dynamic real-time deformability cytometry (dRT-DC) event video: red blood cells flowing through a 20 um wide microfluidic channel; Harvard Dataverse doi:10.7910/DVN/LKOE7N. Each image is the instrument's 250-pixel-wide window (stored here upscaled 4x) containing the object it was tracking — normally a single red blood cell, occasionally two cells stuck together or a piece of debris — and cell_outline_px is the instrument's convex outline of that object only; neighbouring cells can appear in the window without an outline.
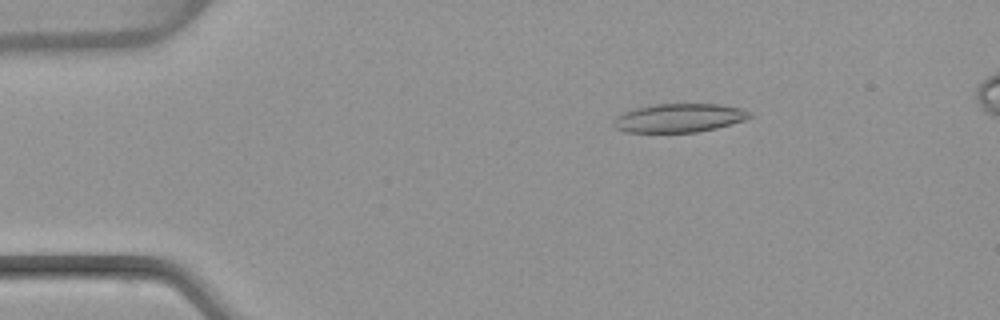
{"species": "common noctule bat (a hibernating species)", "species_latin": "Nyctalus noctula", "temperature_condition": "warm", "stored_images_in_passage": 51, "camera_frame_rate_fps": 3000, "um_per_image_px": 0.085, "animal": {"sex": "female", "body_mass_g": 22.7, "forearm_length_mm": 54.2}, "frame": {"image": 1, "passage_image": 9, "time_ms": 2.667, "image_size_px": [1000, 320], "cell_outline_px": [[752, 116], [744, 120], [716, 128], [696, 132], [624, 132], [616, 128], [612, 124], [616, 116], [624, 112], [636, 108], [656, 104], [720, 104], [740, 108], [748, 112]], "centroid_in_image_um": [57.69, 10.03], "position_along_channel_um": 27.3, "area_um2": 22.54}}
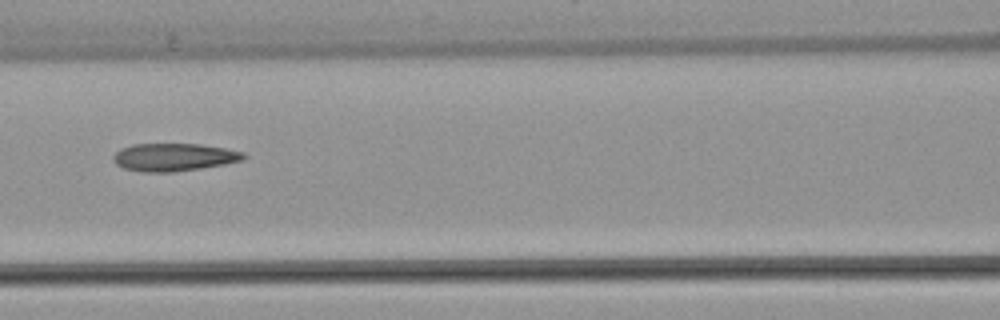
{"frame": {"image": 2, "passage_image": 23, "time_ms": 7.333, "image_size_px": [1000, 320], "cell_outline_px": [[248, 156], [244, 160], [224, 164], [200, 168], [172, 172], [140, 172], [124, 168], [116, 164], [112, 160], [112, 156], [120, 148], [132, 144], [200, 144], [224, 148], [244, 152]], "centroid_in_image_um": [14.77, 13.36], "position_along_channel_um": 151.8, "area_um2": 21.21}}
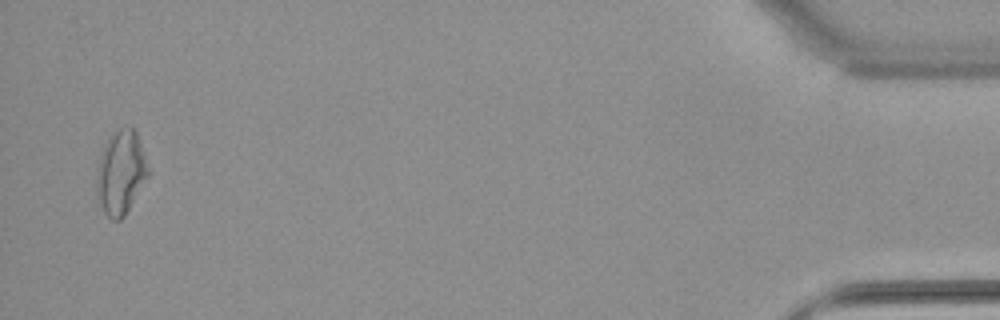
{"frame": {"image": 3, "passage_image": 50, "time_ms": 16.333, "image_size_px": [1000, 320], "cell_outline_px": [[148, 176], [124, 216], [120, 220], [112, 220], [104, 212], [96, 188], [96, 172], [104, 144], [120, 128], [132, 128], [136, 132], [148, 168]], "centroid_in_image_um": [10.25, 14.69], "position_along_channel_um": 424.9, "area_um2": 24.33}, "authors_computed_cell_mechanics": {"area_um2": 22.3686, "velocity_mm_per_s": 4.0037, "shape_relaxation_time_tau1_ms": null, "shape_relaxation_time_tau2_ms": 2.5305, "deformation_change_tau1": null, "deformation_change_tau2": 0.1245}}